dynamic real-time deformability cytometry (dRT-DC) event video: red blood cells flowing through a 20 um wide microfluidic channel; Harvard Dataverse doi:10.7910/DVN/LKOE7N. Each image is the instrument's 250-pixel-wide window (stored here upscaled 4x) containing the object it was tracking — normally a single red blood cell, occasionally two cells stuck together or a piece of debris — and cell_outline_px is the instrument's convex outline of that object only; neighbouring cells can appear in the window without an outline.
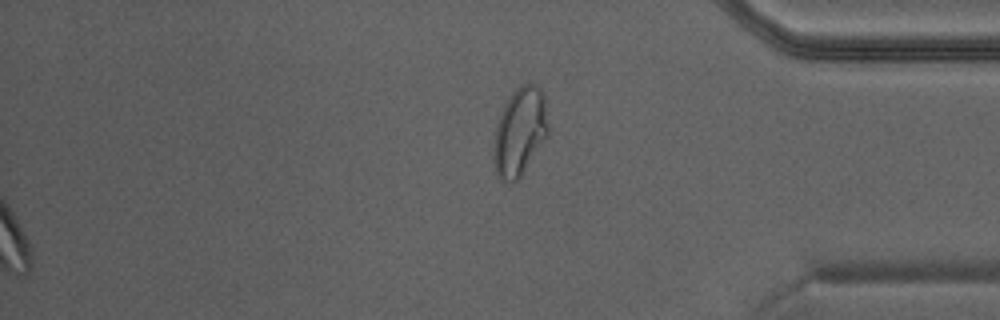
{"species": "Egyptian fruit bat (a non-hibernating species)", "species_latin": "Rousettus aegyptiacus", "temperature_condition": "warm", "stored_images_in_passage": 37, "camera_frame_rate_fps": 3000, "um_per_image_px": 0.085, "animal": {"sex": "male"}, "frame": {"image": 1, "passage_image": 37, "time_ms": 12.0, "image_size_px": [1000, 320], "cell_outline_px": [[548, 136], [520, 176], [516, 180], [504, 180], [496, 172], [492, 156], [492, 144], [496, 124], [504, 104], [508, 96], [520, 84], [528, 80], [536, 84], [544, 96], [548, 124]], "centroid_in_image_um": [44.17, 11.12], "position_along_channel_um": 391.0, "area_um2": 28.21}}